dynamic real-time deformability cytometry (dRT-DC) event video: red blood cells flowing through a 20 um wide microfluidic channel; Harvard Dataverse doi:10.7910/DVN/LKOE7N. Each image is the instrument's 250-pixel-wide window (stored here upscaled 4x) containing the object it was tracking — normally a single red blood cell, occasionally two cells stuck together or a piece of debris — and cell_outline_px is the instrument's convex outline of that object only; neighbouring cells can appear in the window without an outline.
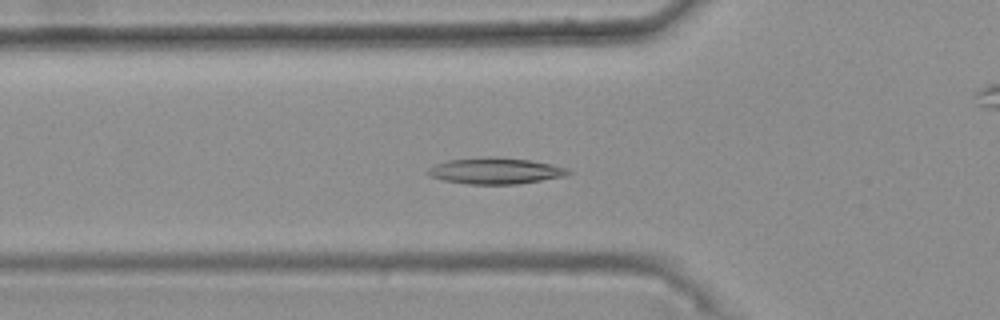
{"species": "common noctule bat (a hibernating species)", "species_latin": "Nyctalus noctula", "temperature_condition": "warm", "stored_images_in_passage": 45, "camera_frame_rate_fps": 3000, "um_per_image_px": 0.085, "animal": {"sex": "female", "body_mass_g": 25.1}, "frame": {"image": 1, "passage_image": 18, "time_ms": 5.667, "image_size_px": [1000, 320], "cell_outline_px": [[572, 172], [568, 176], [516, 184], [468, 184], [444, 180], [428, 176], [424, 172], [428, 168], [436, 164], [448, 160], [484, 156], [496, 156], [532, 160], [552, 164], [568, 168]], "centroid_in_image_um": [42.12, 14.51], "position_along_channel_um": 83.7, "area_um2": 21.85}}
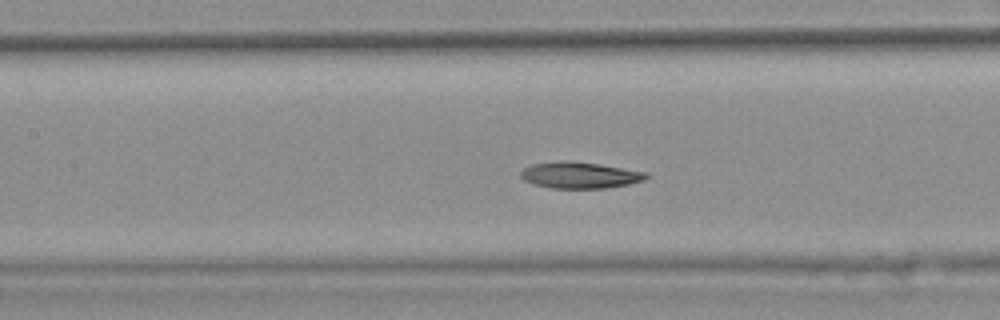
{"frame": {"image": 2, "passage_image": 24, "time_ms": 7.667, "image_size_px": [1000, 320], "cell_outline_px": [[652, 176], [644, 180], [628, 184], [604, 188], [548, 188], [524, 180], [520, 176], [520, 172], [524, 168], [532, 164], [556, 160], [568, 160], [600, 164], [648, 172]], "centroid_in_image_um": [49.3, 14.87], "position_along_channel_um": 158.1, "area_um2": 19.48}}
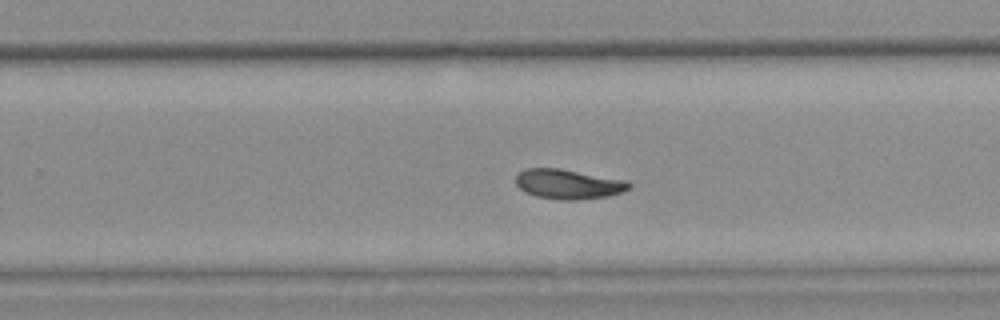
{"frame": {"image": 3, "passage_image": 34, "time_ms": 11.0, "image_size_px": [1000, 320], "cell_outline_px": [[632, 188], [608, 196], [576, 200], [560, 200], [536, 196], [524, 192], [516, 184], [516, 176], [524, 168], [560, 168], [628, 180], [632, 184]], "centroid_in_image_um": [48.33, 15.64], "position_along_channel_um": 281.5, "area_um2": 19.83}, "authors_computed_cell_mechanics": {"area_um2": 19.8832, "velocity_mm_per_s": 3.7092, "shape_relaxation_time_tau1_ms": 10.4915, "shape_relaxation_time_tau2_ms": null, "deformation_change_tau1": 0.2024, "deformation_change_tau2": null}}